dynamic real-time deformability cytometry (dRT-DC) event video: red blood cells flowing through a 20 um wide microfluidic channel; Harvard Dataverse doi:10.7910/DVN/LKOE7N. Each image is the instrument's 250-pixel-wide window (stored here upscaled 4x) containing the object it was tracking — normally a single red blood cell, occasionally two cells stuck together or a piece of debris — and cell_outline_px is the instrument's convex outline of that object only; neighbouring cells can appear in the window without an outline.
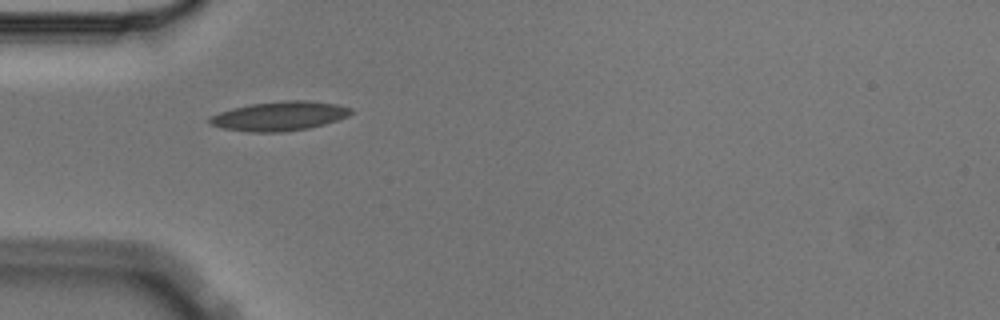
{"species": "Egyptian fruit bat (a non-hibernating species)", "species_latin": "Rousettus aegyptiacus", "temperature_condition": "cold", "stored_images_in_passage": 4, "camera_frame_rate_fps": 3000, "um_per_image_px": 0.085, "animal": {"sex": "male"}, "frame": {"image": 1, "passage_image": 3, "time_ms": 0.667, "image_size_px": [1000, 320], "cell_outline_px": [[356, 112], [348, 116], [324, 124], [308, 128], [284, 132], [252, 132], [220, 128], [208, 124], [208, 120], [212, 116], [220, 112], [232, 108], [252, 104], [280, 100], [308, 100], [336, 104], [352, 108]], "centroid_in_image_um": [23.77, 9.86], "position_along_channel_um": 61.2, "area_um2": 24.22}}
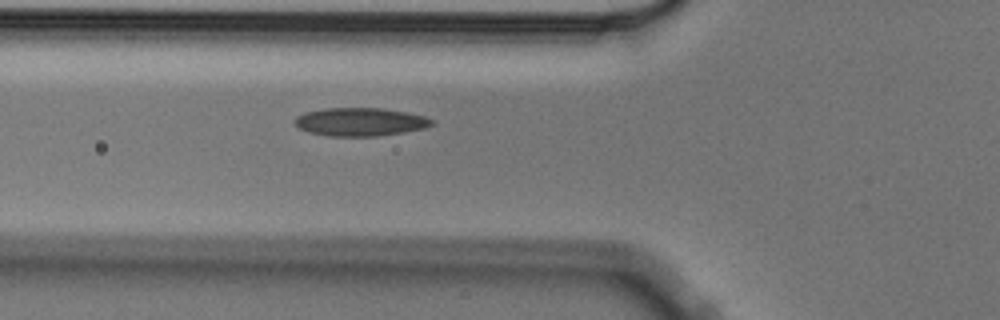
{"frame": {"image": 2, "passage_image": 4, "time_ms": 1.0, "image_size_px": [1000, 320], "cell_outline_px": [[436, 124], [424, 128], [404, 132], [376, 136], [328, 136], [308, 132], [292, 124], [292, 120], [296, 116], [304, 112], [324, 108], [384, 108], [408, 112], [424, 116], [432, 120]], "centroid_in_image_um": [30.58, 10.35], "position_along_channel_um": 95.2, "area_um2": 22.83}}